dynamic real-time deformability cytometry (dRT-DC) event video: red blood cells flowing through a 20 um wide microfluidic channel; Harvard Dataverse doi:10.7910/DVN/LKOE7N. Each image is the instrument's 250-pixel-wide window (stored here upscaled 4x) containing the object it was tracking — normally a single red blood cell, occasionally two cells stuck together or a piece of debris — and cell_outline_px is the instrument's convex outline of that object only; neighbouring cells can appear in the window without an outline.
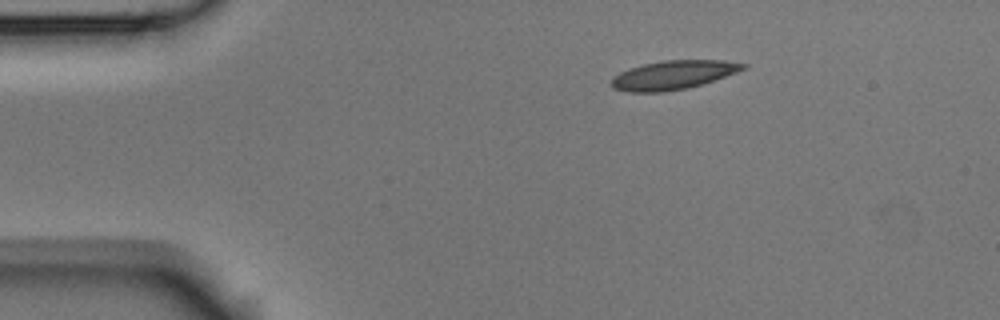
{"species": "Egyptian fruit bat (a non-hibernating species)", "species_latin": "Rousettus aegyptiacus", "temperature_condition": "room temperature", "stored_images_in_passage": 45, "camera_frame_rate_fps": 3000, "um_per_image_px": 0.085, "animal": {"sex": "male"}, "frame": {"image": 1, "passage_image": 1, "time_ms": 0.0, "image_size_px": [1000, 320], "cell_outline_px": [[748, 68], [688, 88], [664, 92], [628, 92], [612, 88], [612, 80], [620, 72], [644, 64], [664, 60], [724, 60], [748, 64]], "centroid_in_image_um": [57.24, 6.37], "position_along_channel_um": 27.8, "area_um2": 21.85}}
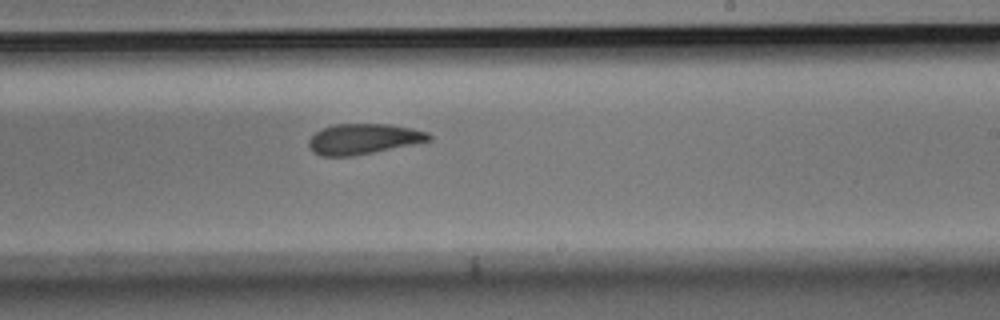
{"frame": {"image": 2, "passage_image": 24, "time_ms": 7.667, "image_size_px": [1000, 320], "cell_outline_px": [[432, 140], [356, 156], [320, 156], [312, 152], [308, 144], [308, 140], [316, 132], [332, 124], [388, 124], [412, 128], [428, 132], [432, 136]], "centroid_in_image_um": [30.89, 11.82], "position_along_channel_um": 258.1, "area_um2": 21.44}}
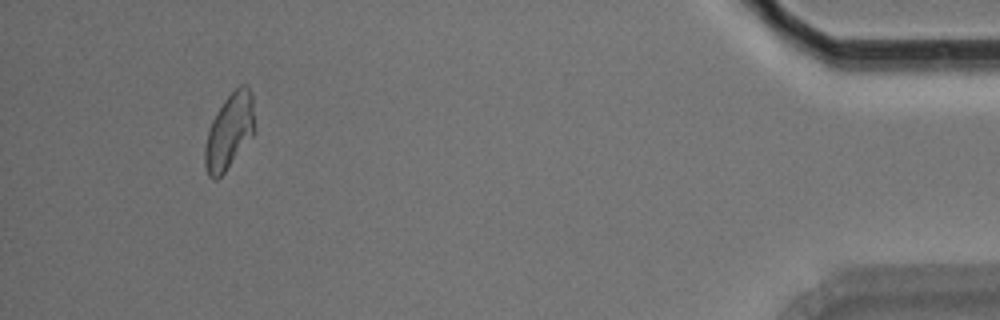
{"frame": {"image": 3, "passage_image": 42, "time_ms": 13.667, "image_size_px": [1000, 320], "cell_outline_px": [[252, 136], [224, 172], [216, 180], [212, 180], [208, 176], [204, 164], [204, 148], [208, 132], [212, 120], [216, 112], [224, 100], [240, 84], [248, 84], [252, 96]], "centroid_in_image_um": [19.44, 11.18], "position_along_channel_um": 415.8, "area_um2": 21.33}, "authors_computed_cell_mechanics": {"area_um2": 21.8484, "velocity_mm_per_s": 3.7456, "shape_relaxation_time_tau1_ms": 6.3861, "shape_relaxation_time_tau2_ms": 3.0998, "deformation_change_tau1": 0.1686, "deformation_change_tau2": 0.1011}}